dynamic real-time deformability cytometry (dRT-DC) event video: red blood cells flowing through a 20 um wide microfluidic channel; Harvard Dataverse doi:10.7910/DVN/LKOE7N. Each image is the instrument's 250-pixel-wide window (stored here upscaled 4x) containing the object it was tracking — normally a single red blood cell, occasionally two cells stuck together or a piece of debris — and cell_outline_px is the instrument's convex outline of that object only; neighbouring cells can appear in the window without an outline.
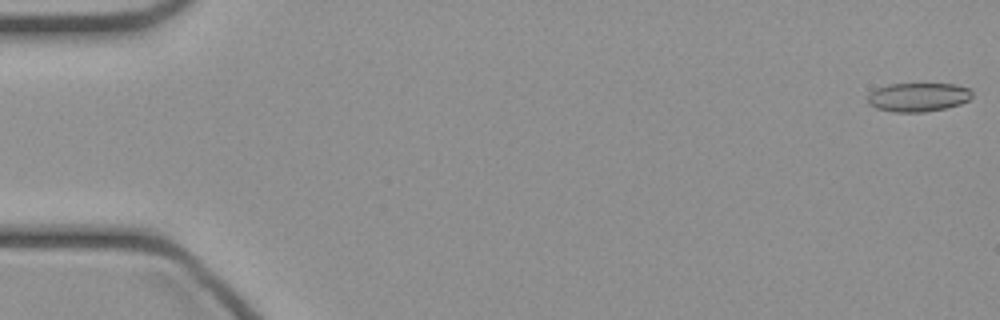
{"species": "common noctule bat (a hibernating species)", "species_latin": "Nyctalus noctula", "temperature_condition": "cold", "stored_images_in_passage": 14, "camera_frame_rate_fps": 3000, "um_per_image_px": 0.085, "animal": {"sex": "female", "body_mass_g": 21.9}, "frame": {"image": 1, "passage_image": 1, "time_ms": 0.0, "image_size_px": [1000, 320], "cell_outline_px": [[972, 96], [968, 100], [960, 104], [944, 108], [924, 112], [892, 112], [876, 108], [868, 104], [868, 92], [876, 88], [888, 84], [956, 84], [972, 88]], "centroid_in_image_um": [78.03, 8.25], "position_along_channel_um": 7.0, "area_um2": 17.74}}
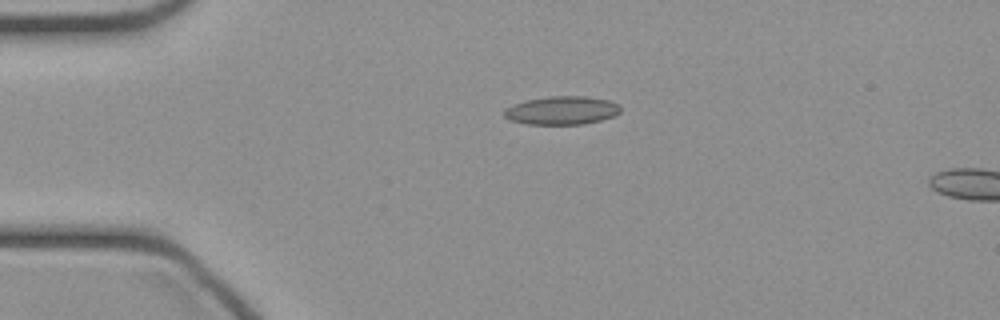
{"frame": {"image": 2, "passage_image": 11, "time_ms": 3.333, "image_size_px": [1000, 320], "cell_outline_px": [[620, 112], [612, 116], [600, 120], [584, 124], [524, 124], [508, 120], [504, 116], [504, 108], [512, 104], [528, 100], [548, 96], [588, 96], [608, 100], [620, 104]], "centroid_in_image_um": [47.72, 9.38], "position_along_channel_um": 37.3, "area_um2": 19.36}}